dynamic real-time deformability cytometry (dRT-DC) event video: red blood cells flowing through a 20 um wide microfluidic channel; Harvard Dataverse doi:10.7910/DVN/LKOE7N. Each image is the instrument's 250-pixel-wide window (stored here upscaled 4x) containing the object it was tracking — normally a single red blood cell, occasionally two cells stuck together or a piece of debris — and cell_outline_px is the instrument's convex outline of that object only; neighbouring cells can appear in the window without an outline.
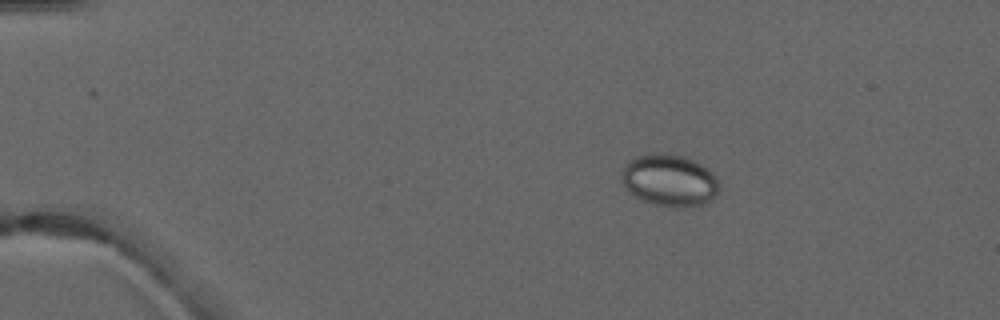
{"species": "common noctule bat (a hibernating species)", "species_latin": "Nyctalus noctula", "temperature_condition": "warm", "stored_images_in_passage": 4, "camera_frame_rate_fps": 3000, "um_per_image_px": 0.085, "animal": {"sex": "male", "forearm_length_mm": 52.5}, "frame": {"image": 1, "passage_image": 2, "time_ms": 1.0, "image_size_px": [1000, 320], "cell_outline_px": [[720, 192], [712, 200], [692, 208], [672, 208], [652, 204], [640, 200], [628, 192], [620, 180], [620, 172], [624, 164], [628, 160], [636, 156], [656, 152], [664, 152], [684, 156], [708, 168], [716, 176]], "centroid_in_image_um": [56.87, 15.34], "position_along_channel_um": 28.1, "area_um2": 30.58}}